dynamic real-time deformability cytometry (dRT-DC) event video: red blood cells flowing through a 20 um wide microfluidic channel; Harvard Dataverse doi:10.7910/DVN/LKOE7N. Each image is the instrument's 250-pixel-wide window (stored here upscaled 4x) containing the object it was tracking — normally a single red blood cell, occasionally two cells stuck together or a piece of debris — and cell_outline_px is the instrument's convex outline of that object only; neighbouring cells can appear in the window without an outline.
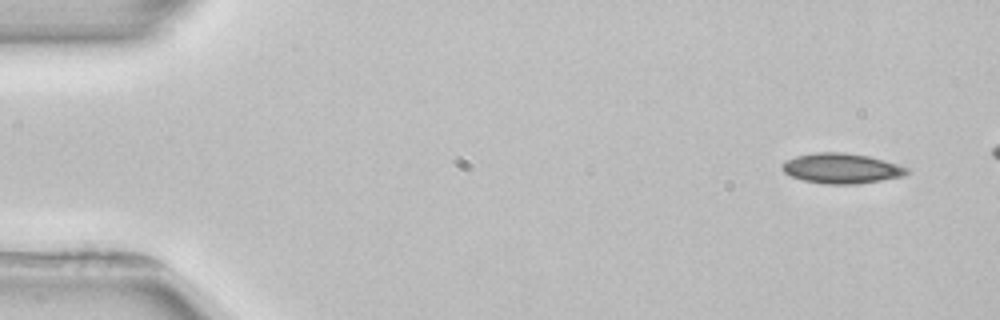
{"species": "common noctule bat (a hibernating species)", "species_latin": "Nyctalus noctula", "temperature_condition": "room temperature", "stored_images_in_passage": 6, "camera_frame_rate_fps": 3000, "um_per_image_px": 0.085, "animal": {"sex": "female", "body_mass_g": 22.7, "forearm_length_mm": 54.2}, "frame": {"image": 1, "passage_image": 1, "time_ms": 0.0, "image_size_px": [1000, 320], "cell_outline_px": [[908, 172], [904, 176], [856, 184], [824, 184], [804, 180], [792, 176], [784, 172], [780, 168], [780, 164], [784, 160], [796, 156], [812, 152], [844, 152], [868, 156], [884, 160], [908, 168]], "centroid_in_image_um": [71.47, 14.3], "position_along_channel_um": 13.5, "area_um2": 21.96}}